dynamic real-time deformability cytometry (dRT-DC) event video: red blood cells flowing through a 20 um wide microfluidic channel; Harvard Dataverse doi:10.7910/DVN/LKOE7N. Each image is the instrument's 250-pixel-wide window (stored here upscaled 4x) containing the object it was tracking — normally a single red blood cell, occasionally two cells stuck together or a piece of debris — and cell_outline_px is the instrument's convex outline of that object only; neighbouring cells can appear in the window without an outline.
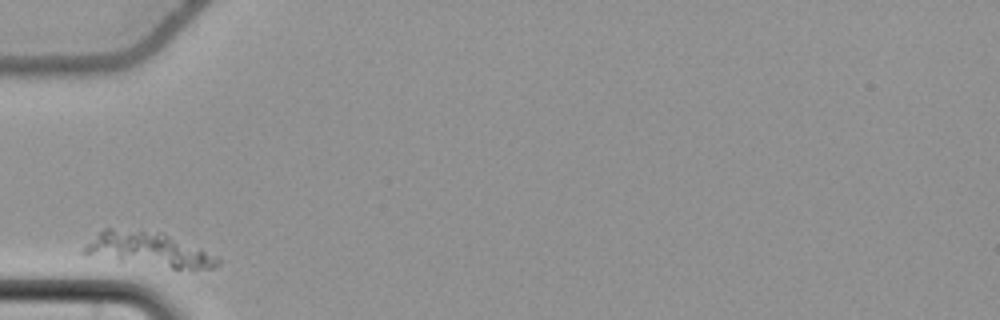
{"species": "common noctule bat (a hibernating species)", "species_latin": "Nyctalus noctula", "temperature_condition": "cold", "stored_images_in_passage": 29, "camera_frame_rate_fps": 3000, "um_per_image_px": 0.085, "animal": {"sex": "female", "body_mass_g": 22.7, "forearm_length_mm": 54.2}, "frame": {"image": 1, "passage_image": 1, "time_ms": 0.0, "image_size_px": [1000, 320], "cell_outline_px": [[220, 264], [212, 268], [192, 272], [84, 256], [80, 252], [104, 228], [112, 228], [164, 232], [220, 256]], "centroid_in_image_um": [12.74, 21.26], "position_along_channel_um": 72.3, "area_um2": 27.8}}
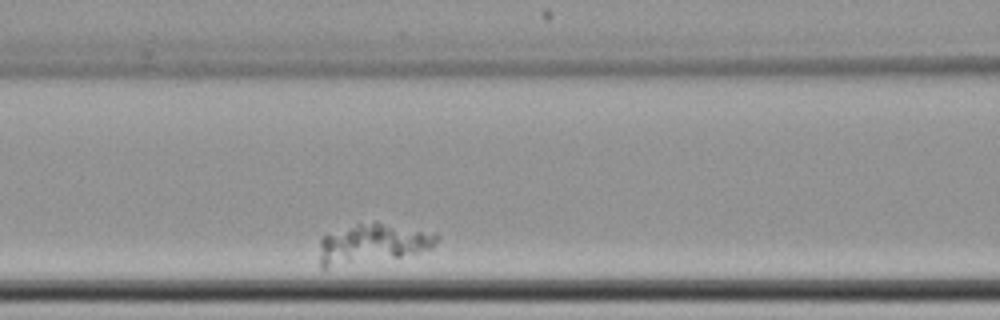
{"frame": {"image": 2, "passage_image": 7, "time_ms": 2.0, "image_size_px": [1000, 320], "cell_outline_px": [[440, 236], [436, 244], [432, 248], [400, 256], [324, 268], [320, 268], [320, 236], [360, 224], [376, 220]], "centroid_in_image_um": [31.61, 20.7], "position_along_channel_um": 135.0, "area_um2": 26.36}}
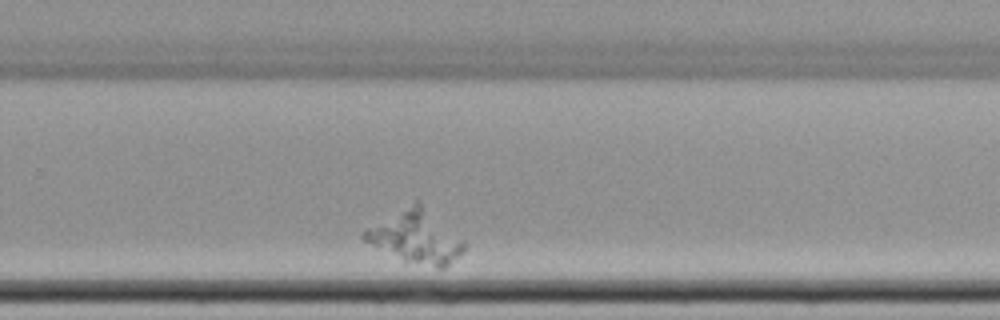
{"frame": {"image": 3, "passage_image": 22, "time_ms": 7.0, "image_size_px": [1000, 320], "cell_outline_px": [[468, 244], [444, 268], [436, 268], [404, 260], [364, 240], [360, 236], [368, 228], [416, 200], [420, 200]], "centroid_in_image_um": [35.4, 20.11], "position_along_channel_um": 294.4, "area_um2": 29.65}}